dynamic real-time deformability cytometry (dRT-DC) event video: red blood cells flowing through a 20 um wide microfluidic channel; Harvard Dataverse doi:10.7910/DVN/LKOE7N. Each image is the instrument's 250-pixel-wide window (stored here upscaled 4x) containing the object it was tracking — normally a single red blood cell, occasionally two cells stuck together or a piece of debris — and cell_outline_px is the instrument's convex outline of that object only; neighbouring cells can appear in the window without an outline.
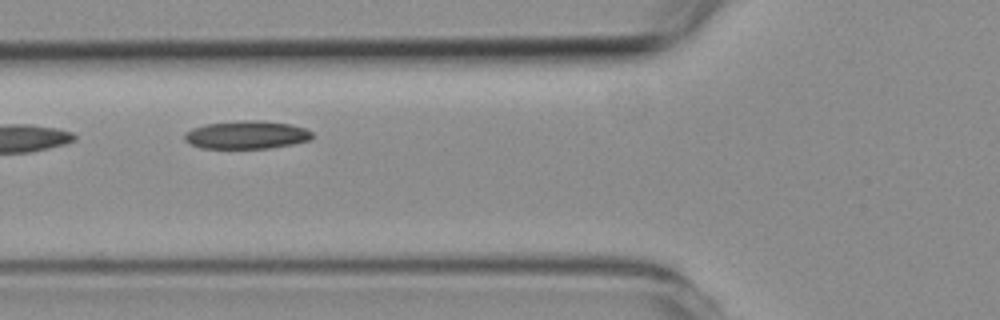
{"species": "common noctule bat (a hibernating species)", "species_latin": "Nyctalus noctula", "temperature_condition": "room temperature", "stored_images_in_passage": 12, "camera_frame_rate_fps": 3000, "um_per_image_px": 0.085, "animal": {"sex": "female", "body_mass_g": 19.3, "forearm_length_mm": 54.1}, "frame": {"image": 1, "passage_image": 3, "time_ms": 3.667, "image_size_px": [1000, 320], "cell_outline_px": [[312, 136], [308, 140], [292, 144], [268, 148], [200, 148], [184, 140], [184, 132], [192, 128], [204, 124], [244, 120], [260, 120], [292, 124], [304, 128], [312, 132]], "centroid_in_image_um": [20.93, 11.45], "position_along_channel_um": 104.9, "area_um2": 20.87}}
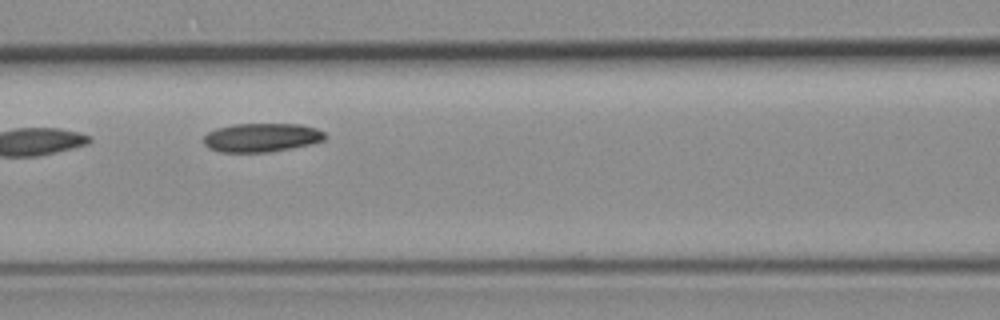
{"frame": {"image": 2, "passage_image": 4, "time_ms": 4.667, "image_size_px": [1000, 320], "cell_outline_px": [[328, 136], [324, 140], [308, 144], [268, 152], [220, 152], [208, 148], [204, 144], [204, 136], [208, 132], [216, 128], [232, 124], [300, 124], [316, 128], [324, 132]], "centroid_in_image_um": [22.21, 11.68], "position_along_channel_um": 144.4, "area_um2": 20.29}}
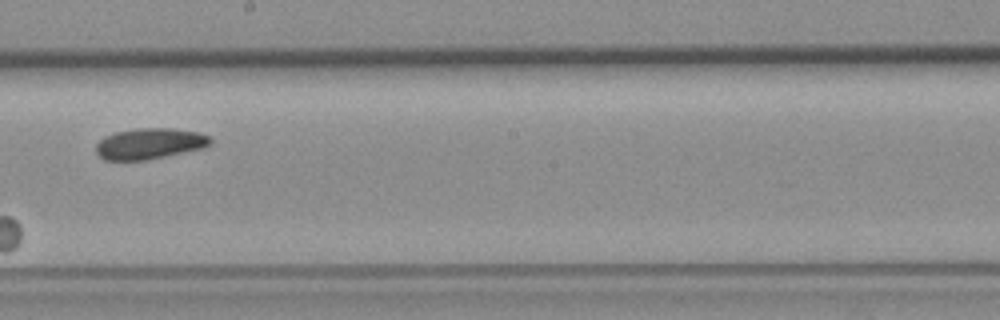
{"frame": {"image": 3, "passage_image": 6, "time_ms": 7.0, "image_size_px": [1000, 320], "cell_outline_px": [[212, 144], [204, 148], [148, 160], [104, 160], [96, 152], [96, 144], [104, 136], [116, 132], [140, 128], [172, 128], [200, 132], [208, 136], [212, 140]], "centroid_in_image_um": [12.74, 12.21], "position_along_channel_um": 235.5, "area_um2": 20.75}}